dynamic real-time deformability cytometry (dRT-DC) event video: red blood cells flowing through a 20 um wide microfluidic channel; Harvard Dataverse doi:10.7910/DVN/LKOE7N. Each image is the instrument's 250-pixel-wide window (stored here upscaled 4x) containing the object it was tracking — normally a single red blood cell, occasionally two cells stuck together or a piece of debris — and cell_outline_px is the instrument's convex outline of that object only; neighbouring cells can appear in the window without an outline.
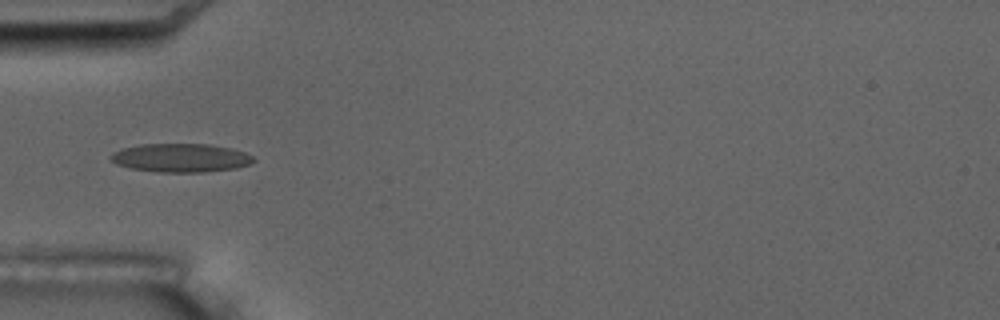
{"species": "common noctule bat (a hibernating species)", "species_latin": "Nyctalus noctula", "temperature_condition": "room temperature", "stored_images_in_passage": 9, "camera_frame_rate_fps": 3000, "um_per_image_px": 0.085, "animal": {"sex": "male", "body_mass_g": 17.5, "forearm_length_mm": 52.3}, "frame": {"image": 1, "passage_image": 3, "time_ms": 2.333, "image_size_px": [1000, 320], "cell_outline_px": [[256, 160], [248, 164], [236, 168], [200, 172], [156, 172], [132, 168], [116, 164], [108, 156], [112, 152], [120, 148], [140, 144], [208, 144], [232, 148], [244, 152], [252, 156]], "centroid_in_image_um": [15.32, 13.41], "position_along_channel_um": 69.7, "area_um2": 23.81}}
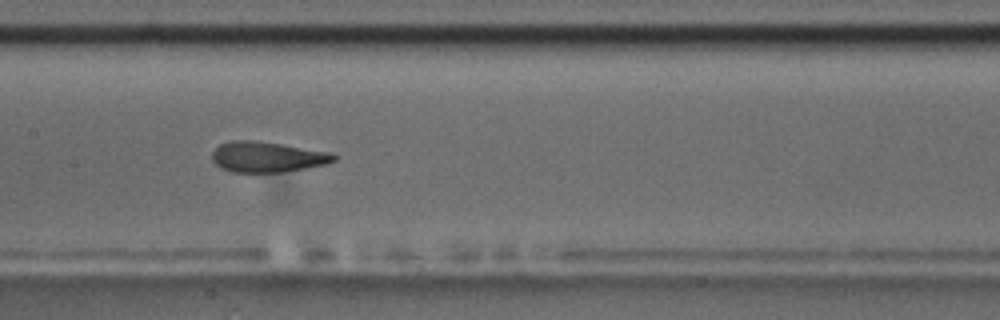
{"frame": {"image": 2, "passage_image": 6, "time_ms": 5.667, "image_size_px": [1000, 320], "cell_outline_px": [[336, 160], [324, 164], [304, 168], [280, 172], [232, 172], [216, 164], [212, 160], [212, 152], [220, 144], [232, 140], [256, 140], [332, 152], [336, 156]], "centroid_in_image_um": [22.71, 13.32], "position_along_channel_um": 184.7, "area_um2": 21.5}}
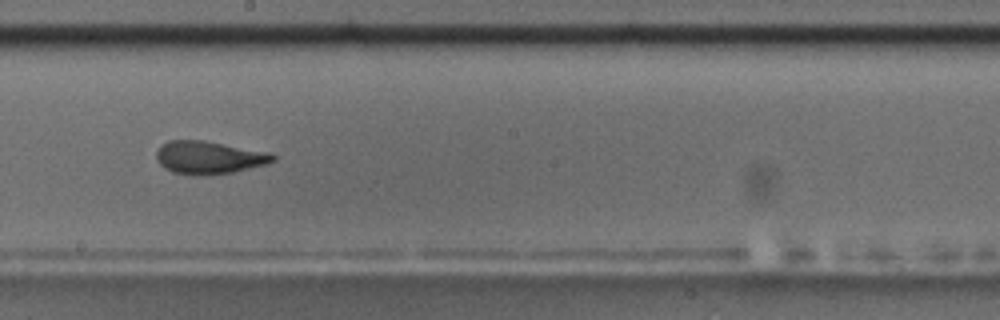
{"frame": {"image": 3, "passage_image": 7, "time_ms": 7.0, "image_size_px": [1000, 320], "cell_outline_px": [[276, 160], [268, 164], [232, 172], [192, 176], [172, 172], [164, 168], [156, 160], [156, 152], [160, 144], [168, 140], [204, 140], [268, 152], [276, 156]], "centroid_in_image_um": [17.72, 13.38], "position_along_channel_um": 230.5, "area_um2": 22.48}}